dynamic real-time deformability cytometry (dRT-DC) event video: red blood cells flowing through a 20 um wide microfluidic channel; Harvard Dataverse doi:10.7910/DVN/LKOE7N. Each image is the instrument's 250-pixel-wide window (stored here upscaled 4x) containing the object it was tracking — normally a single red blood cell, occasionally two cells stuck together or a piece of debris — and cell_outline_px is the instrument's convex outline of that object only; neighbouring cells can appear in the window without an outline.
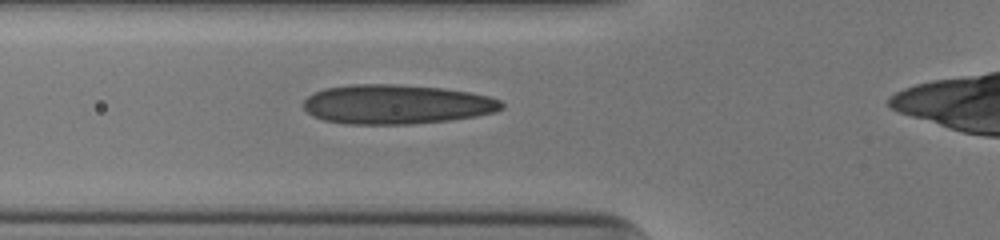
{"species": "human", "species_latin": "Homo sapiens", "temperature_condition": "cold", "stored_images_in_passage": 39, "camera_frame_rate_fps": 3000, "um_per_image_px": 0.085, "donor": {"sex": "male"}, "frame": {"image": 1, "passage_image": 11, "time_ms": 3.333, "image_size_px": [1000, 240], "cell_outline_px": [[504, 108], [496, 112], [476, 116], [448, 120], [412, 124], [344, 124], [324, 120], [312, 116], [304, 108], [304, 100], [308, 96], [324, 88], [352, 84], [396, 84], [444, 88], [468, 92], [488, 96], [500, 100], [504, 104]], "centroid_in_image_um": [33.7, 8.87], "position_along_channel_um": 92.1, "area_um2": 45.66}}
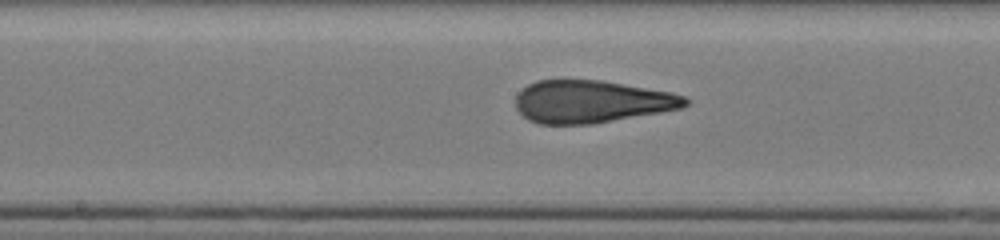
{"frame": {"image": 2, "passage_image": 19, "time_ms": 6.0, "image_size_px": [1000, 240], "cell_outline_px": [[692, 100], [684, 108], [592, 124], [540, 124], [528, 120], [516, 108], [516, 96], [528, 84], [536, 80], [560, 76], [600, 80], [672, 92], [684, 96]], "centroid_in_image_um": [50.26, 8.6], "position_along_channel_um": 197.9, "area_um2": 43.0}}
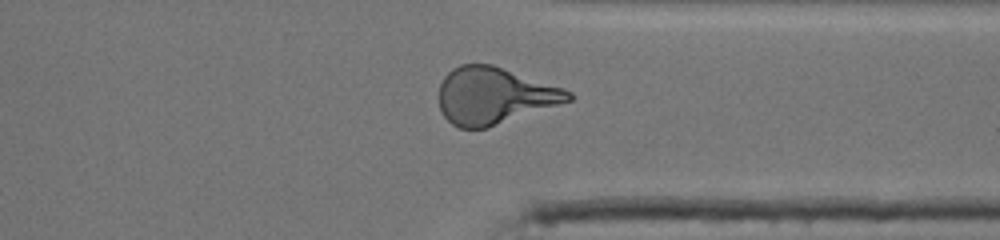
{"frame": {"image": 3, "passage_image": 32, "time_ms": 10.333, "image_size_px": [1000, 240], "cell_outline_px": [[572, 100], [488, 128], [460, 128], [452, 124], [440, 112], [440, 84], [444, 76], [452, 68], [460, 64], [492, 64], [564, 88], [572, 92]], "centroid_in_image_um": [42.0, 8.13], "position_along_channel_um": 369.4, "area_um2": 42.77}, "authors_computed_cell_mechanics": {"area_um2": 42.772, "velocity_mm_per_s": 3.9628, "shape_relaxation_time_tau1_ms": 10.075, "shape_relaxation_time_tau2_ms": 1.0518, "deformation_change_tau1": 0.305, "deformation_change_tau2": 0.0913}}